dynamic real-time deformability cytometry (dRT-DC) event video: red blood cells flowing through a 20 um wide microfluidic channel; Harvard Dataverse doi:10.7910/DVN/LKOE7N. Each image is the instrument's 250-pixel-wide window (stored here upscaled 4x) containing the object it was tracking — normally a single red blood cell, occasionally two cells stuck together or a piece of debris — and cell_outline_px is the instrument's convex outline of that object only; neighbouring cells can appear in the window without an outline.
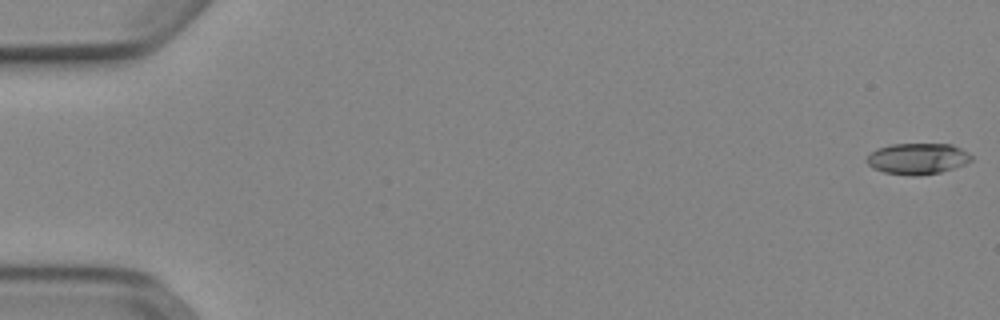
{"species": "Egyptian fruit bat (a non-hibernating species)", "species_latin": "Rousettus aegyptiacus", "temperature_condition": "cold", "stored_images_in_passage": 53, "camera_frame_rate_fps": 3000, "um_per_image_px": 0.085, "animal": {"sex": "female"}, "frame": {"image": 1, "passage_image": 1, "time_ms": 0.0, "image_size_px": [1000, 320], "cell_outline_px": [[972, 160], [964, 164], [940, 172], [916, 176], [912, 176], [884, 172], [872, 168], [864, 160], [876, 148], [892, 144], [952, 144], [968, 152], [972, 156]], "centroid_in_image_um": [77.97, 13.48], "position_along_channel_um": 7.0, "area_um2": 18.96}}
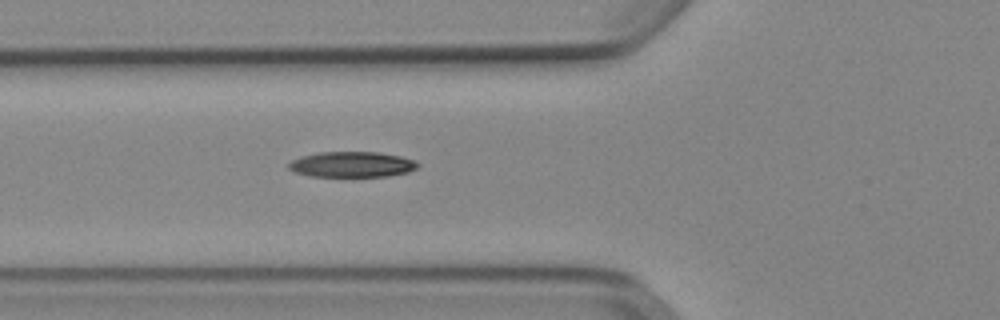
{"frame": {"image": 2, "passage_image": 20, "time_ms": 6.333, "image_size_px": [1000, 320], "cell_outline_px": [[420, 164], [416, 168], [408, 172], [388, 176], [308, 176], [296, 172], [288, 168], [288, 164], [292, 160], [300, 156], [320, 152], [380, 152], [400, 156], [416, 160]], "centroid_in_image_um": [29.93, 13.97], "position_along_channel_um": 95.9, "area_um2": 19.25}}
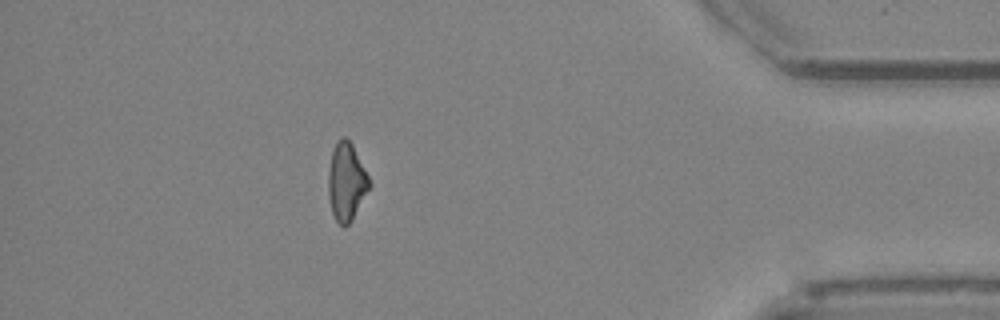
{"frame": {"image": 3, "passage_image": 47, "time_ms": 15.333, "image_size_px": [1000, 320], "cell_outline_px": [[372, 184], [352, 220], [344, 228], [336, 220], [332, 212], [328, 196], [328, 172], [332, 148], [336, 140], [340, 136], [344, 136], [352, 144]], "centroid_in_image_um": [29.43, 15.43], "position_along_channel_um": 405.8, "area_um2": 18.73}, "authors_computed_cell_mechanics": {"area_um2": 19.2474, "velocity_mm_per_s": 3.9214, "shape_relaxation_time_tau1_ms": 5.7073, "shape_relaxation_time_tau2_ms": null, "deformation_change_tau1": 0.1564, "deformation_change_tau2": null}}